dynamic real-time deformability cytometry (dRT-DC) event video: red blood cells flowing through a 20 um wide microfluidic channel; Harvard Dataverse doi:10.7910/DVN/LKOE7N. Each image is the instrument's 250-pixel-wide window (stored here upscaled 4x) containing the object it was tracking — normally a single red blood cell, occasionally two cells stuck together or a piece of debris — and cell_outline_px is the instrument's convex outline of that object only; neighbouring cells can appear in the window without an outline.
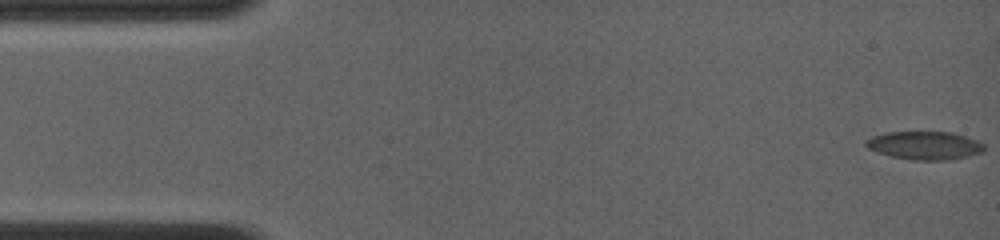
{"species": "common noctule bat (a hibernating species)", "species_latin": "Nyctalus noctula", "temperature_condition": "room temperature", "stored_images_in_passage": 67, "camera_frame_rate_fps": 4000, "um_per_image_px": 0.085, "animal": {"sex": "female", "body_mass_g": 19.0, "forearm_length_mm": 56.7}, "frame": {"image": 1, "passage_image": 1, "time_ms": 0.0, "image_size_px": [1000, 240], "cell_outline_px": [[984, 152], [968, 156], [944, 160], [912, 160], [892, 156], [876, 152], [868, 148], [864, 144], [864, 140], [872, 136], [884, 132], [952, 132], [976, 140], [984, 144]], "centroid_in_image_um": [78.56, 12.36], "position_along_channel_um": 6.4, "area_um2": 19.48}}
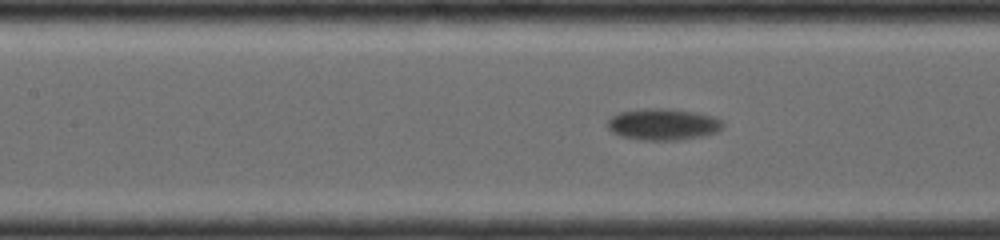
{"frame": {"image": 2, "passage_image": 30, "time_ms": 7.25, "image_size_px": [1000, 240], "cell_outline_px": [[724, 128], [716, 132], [700, 136], [680, 140], [644, 140], [620, 136], [612, 132], [608, 128], [608, 120], [612, 116], [620, 112], [644, 108], [660, 108], [696, 112], [712, 116], [720, 120], [724, 124]], "centroid_in_image_um": [56.35, 10.57], "position_along_channel_um": 151.0, "area_um2": 21.1}}
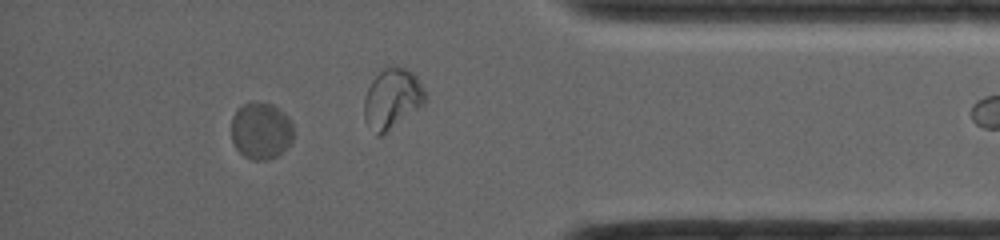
{"frame": {"image": 3, "passage_image": 60, "time_ms": 14.75, "image_size_px": [1000, 240], "cell_outline_px": [[292, 140], [276, 156], [268, 160], [252, 160], [244, 156], [236, 148], [232, 140], [232, 116], [236, 108], [252, 100], [256, 100], [272, 104], [284, 112], [288, 116], [292, 124]], "centroid_in_image_um": [22.15, 11.07], "position_along_channel_um": 413.0, "area_um2": 20.75}}